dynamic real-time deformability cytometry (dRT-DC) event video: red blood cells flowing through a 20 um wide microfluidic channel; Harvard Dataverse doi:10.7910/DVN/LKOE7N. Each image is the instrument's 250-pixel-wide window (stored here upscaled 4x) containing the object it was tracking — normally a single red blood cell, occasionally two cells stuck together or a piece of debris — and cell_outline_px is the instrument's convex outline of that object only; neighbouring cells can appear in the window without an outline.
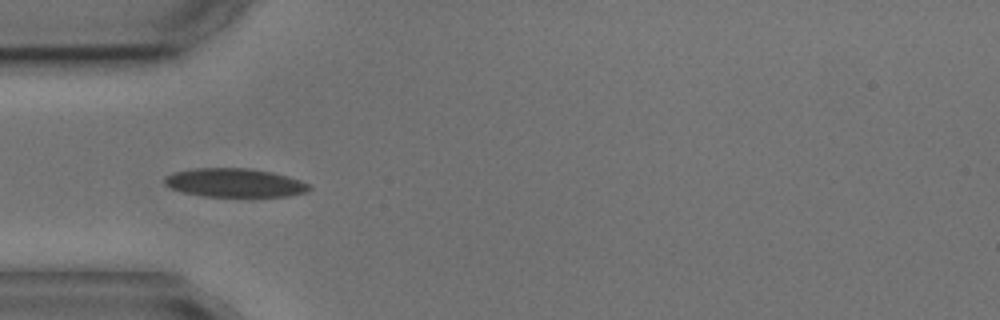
{"species": "common noctule bat (a hibernating species)", "species_latin": "Nyctalus noctula", "temperature_condition": "cold", "stored_images_in_passage": 6, "camera_frame_rate_fps": 3000, "um_per_image_px": 0.085, "animal": {"sex": "male", "body_mass_g": 17.9, "forearm_length_mm": 54.2}, "frame": {"image": 1, "passage_image": 4, "time_ms": 3.333, "image_size_px": [1000, 320], "cell_outline_px": [[312, 188], [308, 192], [288, 196], [200, 196], [168, 188], [164, 184], [164, 176], [172, 172], [196, 168], [252, 168], [272, 172], [288, 176], [312, 184]], "centroid_in_image_um": [19.95, 15.53], "position_along_channel_um": 65.0, "area_um2": 24.51}}